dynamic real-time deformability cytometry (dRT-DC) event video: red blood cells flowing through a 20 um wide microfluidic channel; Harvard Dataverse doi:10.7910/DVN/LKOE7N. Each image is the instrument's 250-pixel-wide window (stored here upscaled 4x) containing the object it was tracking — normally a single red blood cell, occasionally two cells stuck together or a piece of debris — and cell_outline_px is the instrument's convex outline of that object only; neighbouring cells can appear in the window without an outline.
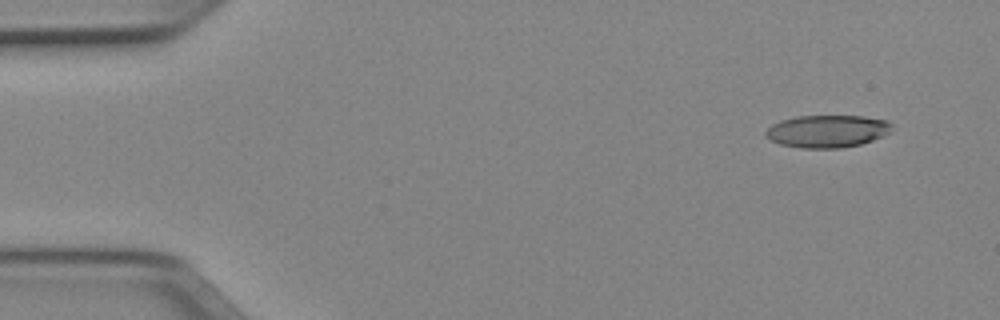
{"species": "Egyptian fruit bat (a non-hibernating species)", "species_latin": "Rousettus aegyptiacus", "temperature_condition": "cold", "stored_images_in_passage": 48, "camera_frame_rate_fps": 3000, "um_per_image_px": 0.085, "animal": {"sex": "female"}, "frame": {"image": 1, "passage_image": 1, "time_ms": 0.0, "image_size_px": [1000, 320], "cell_outline_px": [[892, 132], [884, 136], [860, 144], [840, 148], [800, 148], [780, 144], [764, 136], [764, 132], [772, 124], [780, 120], [796, 116], [864, 116], [888, 120], [892, 124]], "centroid_in_image_um": [70.33, 11.15], "position_along_channel_um": 14.7, "area_um2": 24.1}}
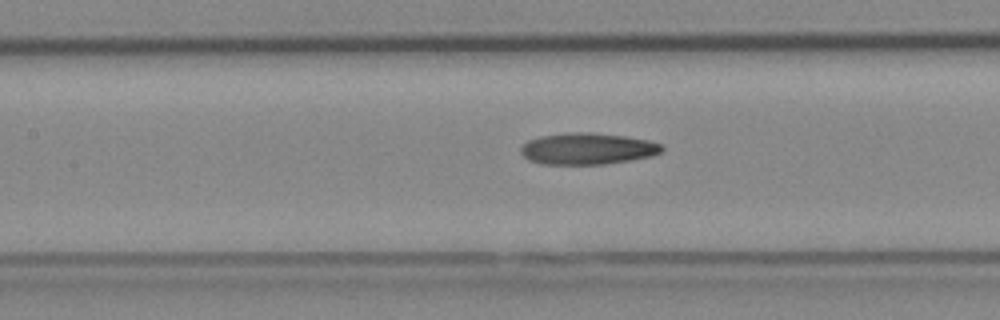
{"frame": {"image": 2, "passage_image": 20, "time_ms": 6.333, "image_size_px": [1000, 320], "cell_outline_px": [[664, 148], [660, 152], [652, 156], [632, 160], [604, 164], [540, 164], [528, 160], [520, 152], [520, 148], [528, 140], [540, 136], [568, 132], [592, 132], [624, 136], [648, 140], [660, 144]], "centroid_in_image_um": [49.91, 12.64], "position_along_channel_um": 157.5, "area_um2": 26.01}}
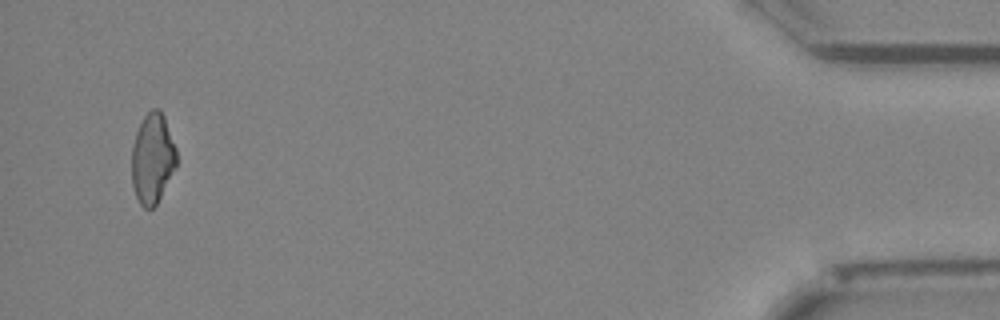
{"frame": {"image": 3, "passage_image": 46, "time_ms": 15.0, "image_size_px": [1000, 320], "cell_outline_px": [[176, 164], [156, 204], [152, 208], [144, 208], [140, 204], [136, 196], [132, 184], [132, 144], [136, 132], [144, 116], [152, 108], [160, 108], [164, 116], [176, 148]], "centroid_in_image_um": [12.94, 13.43], "position_along_channel_um": 422.3, "area_um2": 23.24}, "authors_computed_cell_mechanics": {"area_um2": 25.1719, "velocity_mm_per_s": 3.9821, "shape_relaxation_time_tau1_ms": null, "shape_relaxation_time_tau2_ms": 3.3869, "deformation_change_tau1": null, "deformation_change_tau2": 0.1344}}